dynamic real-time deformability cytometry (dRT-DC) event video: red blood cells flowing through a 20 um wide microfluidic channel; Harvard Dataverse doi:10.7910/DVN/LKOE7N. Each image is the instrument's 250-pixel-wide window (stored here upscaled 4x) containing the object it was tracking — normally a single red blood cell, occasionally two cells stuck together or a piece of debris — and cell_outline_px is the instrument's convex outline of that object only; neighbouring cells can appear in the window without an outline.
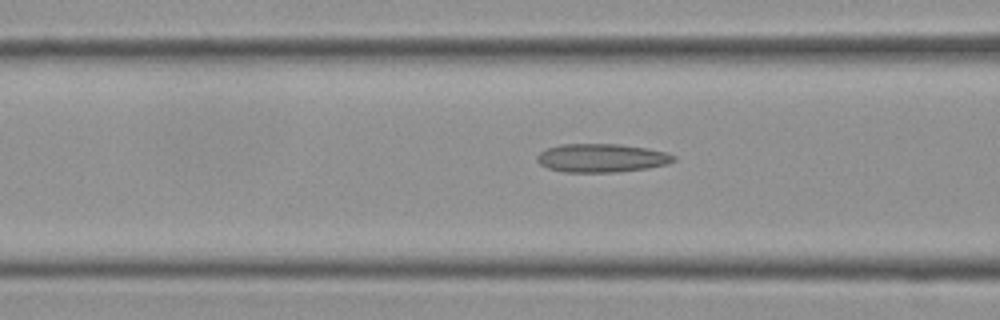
{"species": "Egyptian fruit bat (a non-hibernating species)", "species_latin": "Rousettus aegyptiacus", "temperature_condition": "cold", "stored_images_in_passage": 11, "camera_frame_rate_fps": 3000, "um_per_image_px": 0.085, "frame": {"image": 1, "passage_image": 8, "time_ms": 2.333, "image_size_px": [1000, 320], "cell_outline_px": [[676, 160], [664, 164], [648, 168], [616, 172], [564, 172], [548, 168], [540, 164], [536, 160], [536, 156], [540, 152], [548, 148], [560, 144], [620, 144], [648, 148], [664, 152], [676, 156]], "centroid_in_image_um": [51.11, 13.42], "position_along_channel_um": 115.5, "area_um2": 22.66}}